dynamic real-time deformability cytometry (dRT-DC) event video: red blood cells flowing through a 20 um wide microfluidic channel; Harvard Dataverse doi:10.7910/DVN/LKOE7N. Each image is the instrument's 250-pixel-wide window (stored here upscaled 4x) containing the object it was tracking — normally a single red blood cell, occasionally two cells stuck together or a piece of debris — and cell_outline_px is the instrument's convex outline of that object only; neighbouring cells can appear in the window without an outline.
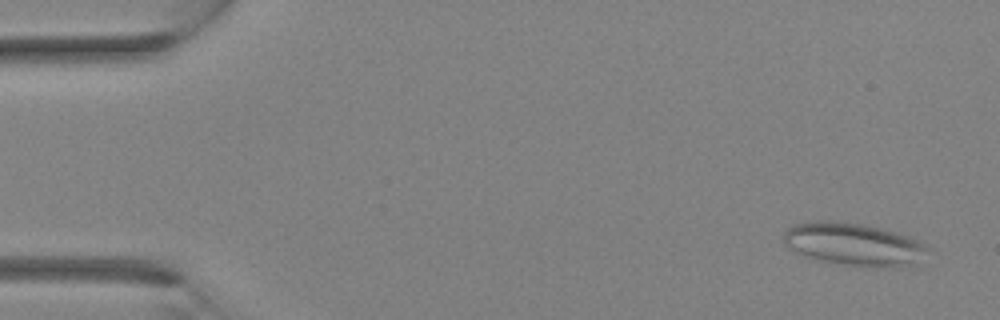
{"species": "Egyptian fruit bat (a non-hibernating species)", "species_latin": "Rousettus aegyptiacus", "temperature_condition": "room temperature", "stored_images_in_passage": 33, "camera_frame_rate_fps": 3000, "um_per_image_px": 0.085, "animal": {"sex": "female"}, "frame": {"image": 1, "passage_image": 2, "time_ms": 0.333, "image_size_px": [1000, 320], "cell_outline_px": [[928, 248], [916, 264], [892, 268], [844, 264], [804, 256], [784, 244], [784, 232], [792, 224], [816, 220], [828, 220], [860, 224], [880, 228], [896, 232], [908, 236], [924, 244]], "centroid_in_image_um": [72.54, 20.75], "position_along_channel_um": 12.5, "area_um2": 35.37}}
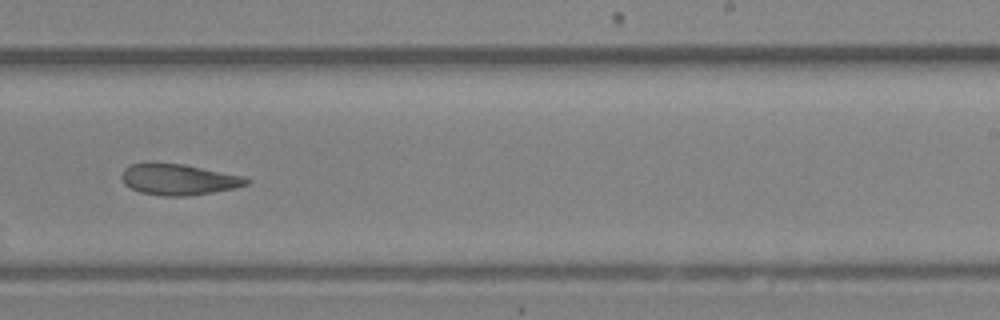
{"frame": {"image": 2, "passage_image": 21, "time_ms": 6.667, "image_size_px": [1000, 320], "cell_outline_px": [[252, 180], [248, 184], [232, 188], [212, 192], [184, 196], [164, 196], [140, 192], [124, 184], [120, 176], [124, 168], [128, 164], [184, 164], [244, 176]], "centroid_in_image_um": [15.18, 15.26], "position_along_channel_um": 273.8, "area_um2": 22.25}}
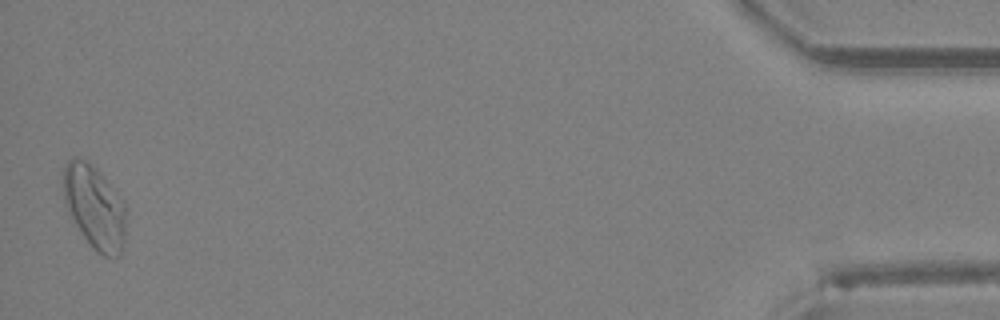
{"frame": {"image": 3, "passage_image": 33, "time_ms": 10.667, "image_size_px": [1000, 320], "cell_outline_px": [[124, 240], [120, 256], [104, 256], [96, 252], [84, 236], [68, 212], [64, 204], [60, 180], [64, 164], [72, 156], [76, 156], [88, 160], [104, 176], [124, 200]], "centroid_in_image_um": [7.97, 17.51], "position_along_channel_um": 427.2, "area_um2": 31.04}}